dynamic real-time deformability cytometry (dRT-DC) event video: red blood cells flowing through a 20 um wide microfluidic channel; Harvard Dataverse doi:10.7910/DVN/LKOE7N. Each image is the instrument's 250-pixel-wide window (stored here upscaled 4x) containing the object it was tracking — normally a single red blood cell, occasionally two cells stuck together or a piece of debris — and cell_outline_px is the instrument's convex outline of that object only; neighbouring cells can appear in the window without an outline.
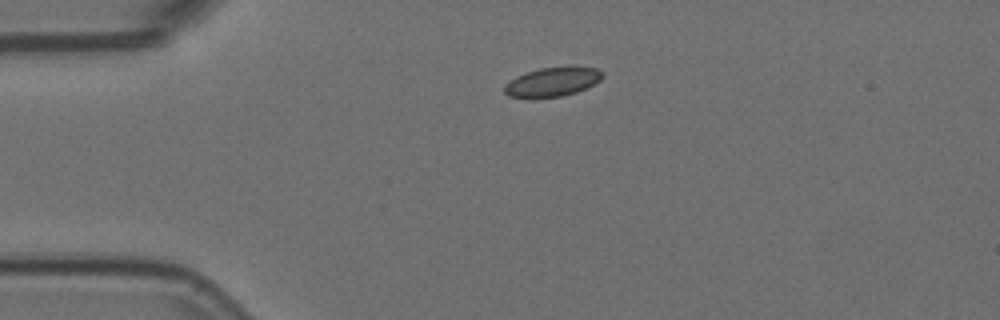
{"species": "Egyptian fruit bat (a non-hibernating species)", "species_latin": "Rousettus aegyptiacus", "temperature_condition": "room temperature", "stored_images_in_passage": 2, "camera_frame_rate_fps": 3000, "um_per_image_px": 0.085, "animal": {"sex": "female"}, "frame": {"image": 1, "passage_image": 1, "time_ms": 0.0, "image_size_px": [1000, 320], "cell_outline_px": [[604, 76], [600, 80], [576, 92], [560, 96], [508, 96], [504, 92], [504, 84], [516, 76], [540, 68], [572, 64], [596, 68], [604, 72]], "centroid_in_image_um": [47.01, 6.89], "position_along_channel_um": 38.0, "area_um2": 16.65}}